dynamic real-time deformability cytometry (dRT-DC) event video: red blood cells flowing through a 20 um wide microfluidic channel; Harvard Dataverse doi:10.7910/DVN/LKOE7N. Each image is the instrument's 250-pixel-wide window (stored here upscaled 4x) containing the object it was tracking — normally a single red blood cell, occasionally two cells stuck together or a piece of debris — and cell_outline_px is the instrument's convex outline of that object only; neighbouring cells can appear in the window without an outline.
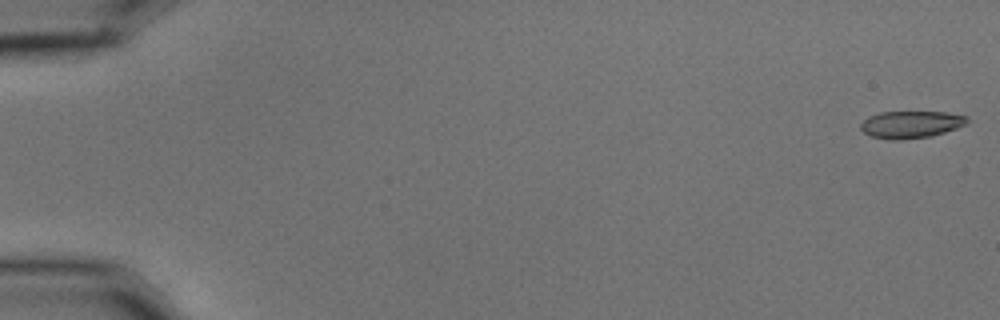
{"species": "common noctule bat (a hibernating species)", "species_latin": "Nyctalus noctula", "temperature_condition": "cold", "stored_images_in_passage": 56, "camera_frame_rate_fps": 3000, "um_per_image_px": 0.085, "animal": {"sex": "male", "body_mass_g": 15.6}, "frame": {"image": 1, "passage_image": 1, "time_ms": 0.0, "image_size_px": [1000, 320], "cell_outline_px": [[968, 120], [964, 124], [956, 128], [932, 136], [900, 140], [892, 140], [872, 136], [864, 132], [860, 128], [860, 124], [868, 116], [880, 112], [948, 112], [968, 116]], "centroid_in_image_um": [77.42, 10.57], "position_along_channel_um": 7.6, "area_um2": 16.82}}
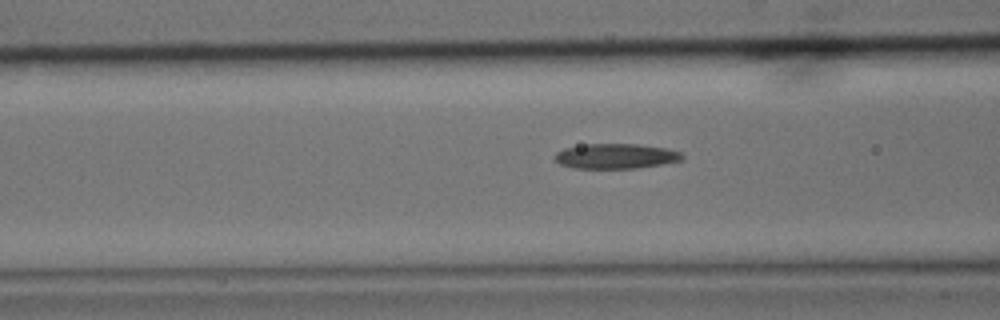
{"frame": {"image": 2, "passage_image": 23, "time_ms": 7.333, "image_size_px": [1000, 320], "cell_outline_px": [[684, 160], [636, 168], [572, 168], [560, 164], [552, 156], [556, 152], [564, 148], [584, 144], [636, 144], [664, 148], [680, 152], [684, 156]], "centroid_in_image_um": [52.3, 13.27], "position_along_channel_um": 114.3, "area_um2": 18.55}}
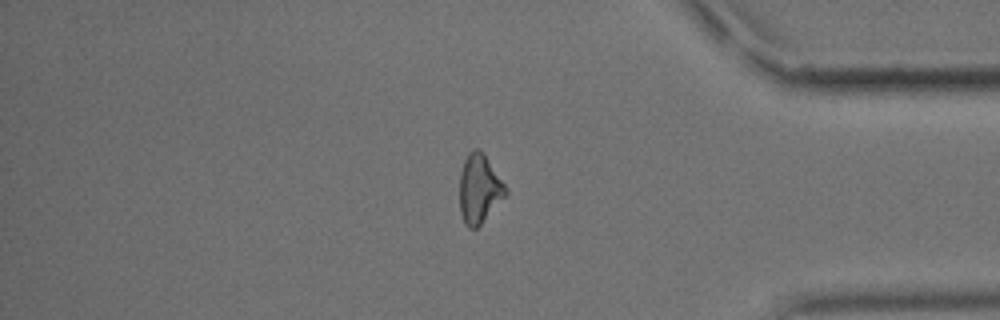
{"frame": {"image": 3, "passage_image": 48, "time_ms": 15.667, "image_size_px": [1000, 320], "cell_outline_px": [[508, 192], [480, 224], [476, 228], [468, 228], [464, 224], [460, 212], [460, 172], [464, 160], [468, 152], [472, 148], [476, 148], [484, 156], [508, 188]], "centroid_in_image_um": [40.71, 16.06], "position_along_channel_um": 394.5, "area_um2": 18.09}, "authors_computed_cell_mechanics": {"area_um2": 18.7561, "velocity_mm_per_s": 3.6081, "shape_relaxation_time_tau1_ms": 10.7712, "shape_relaxation_time_tau2_ms": 8.3408, "deformation_change_tau1": 0.2077, "deformation_change_tau2": 0.2118}}